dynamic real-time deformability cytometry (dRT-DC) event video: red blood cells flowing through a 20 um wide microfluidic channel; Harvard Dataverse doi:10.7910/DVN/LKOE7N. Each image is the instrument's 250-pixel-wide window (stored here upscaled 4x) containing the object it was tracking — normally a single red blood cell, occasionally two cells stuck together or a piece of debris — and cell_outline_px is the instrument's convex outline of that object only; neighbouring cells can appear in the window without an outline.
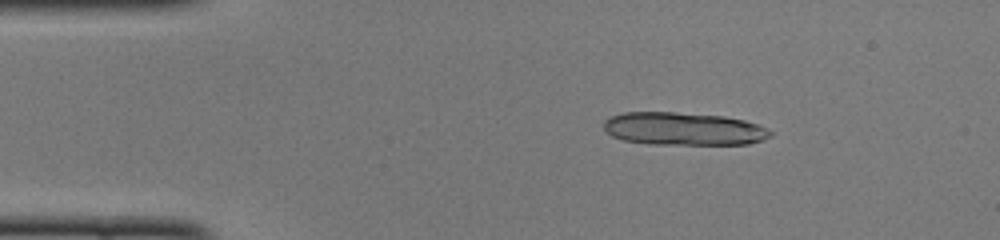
{"species": "common noctule bat (a hibernating species)", "species_latin": "Nyctalus noctula", "temperature_condition": "cold", "stored_images_in_passage": 43, "camera_frame_rate_fps": 3000, "um_per_image_px": 0.085, "animal": {"sex": "female", "body_mass_g": 22.0, "forearm_length_mm": 56.7}, "frame": {"image": 1, "passage_image": 8, "time_ms": 2.333, "image_size_px": [1000, 240], "cell_outline_px": [[772, 136], [764, 140], [748, 144], [652, 144], [624, 140], [612, 136], [604, 128], [604, 120], [608, 116], [624, 112], [672, 112], [724, 116], [744, 120], [768, 128], [772, 132]], "centroid_in_image_um": [58.11, 10.95], "position_along_channel_um": 26.9, "area_um2": 32.02}}
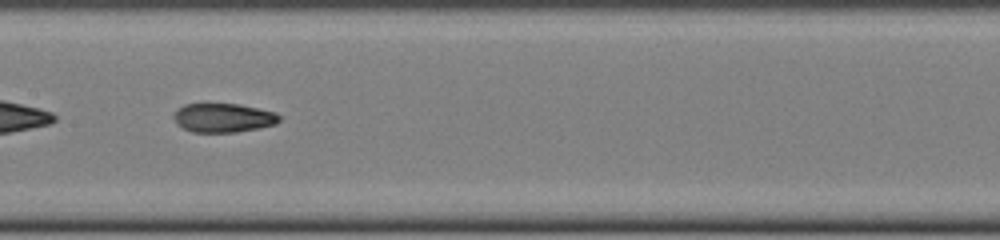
{"frame": {"image": 2, "passage_image": 25, "time_ms": 8.0, "image_size_px": [1000, 240], "cell_outline_px": [[280, 120], [276, 124], [260, 128], [236, 132], [192, 132], [176, 124], [172, 116], [184, 104], [240, 104], [276, 112], [280, 116]], "centroid_in_image_um": [19.0, 10.02], "position_along_channel_um": 188.4, "area_um2": 17.86}}
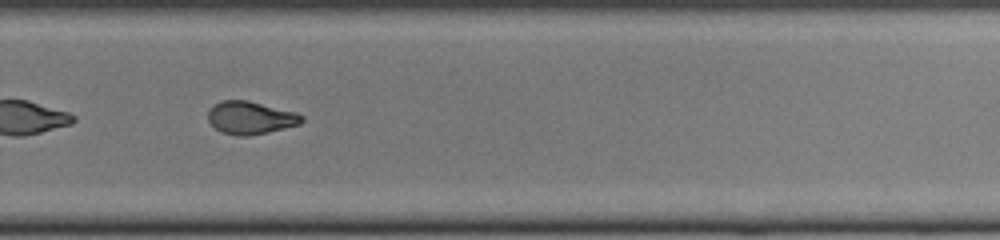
{"frame": {"image": 3, "passage_image": 34, "time_ms": 11.0, "image_size_px": [1000, 240], "cell_outline_px": [[304, 120], [300, 124], [268, 132], [248, 136], [236, 136], [220, 132], [208, 120], [208, 108], [212, 104], [220, 100], [248, 100], [296, 112], [304, 116]], "centroid_in_image_um": [21.27, 10.0], "position_along_channel_um": 308.5, "area_um2": 18.15}, "authors_computed_cell_mechanics": {"area_um2": 18.8428, "velocity_mm_per_s": 4.013, "shape_relaxation_time_tau1_ms": null, "shape_relaxation_time_tau2_ms": 2.2568, "deformation_change_tau1": null, "deformation_change_tau2": 0.0808}}